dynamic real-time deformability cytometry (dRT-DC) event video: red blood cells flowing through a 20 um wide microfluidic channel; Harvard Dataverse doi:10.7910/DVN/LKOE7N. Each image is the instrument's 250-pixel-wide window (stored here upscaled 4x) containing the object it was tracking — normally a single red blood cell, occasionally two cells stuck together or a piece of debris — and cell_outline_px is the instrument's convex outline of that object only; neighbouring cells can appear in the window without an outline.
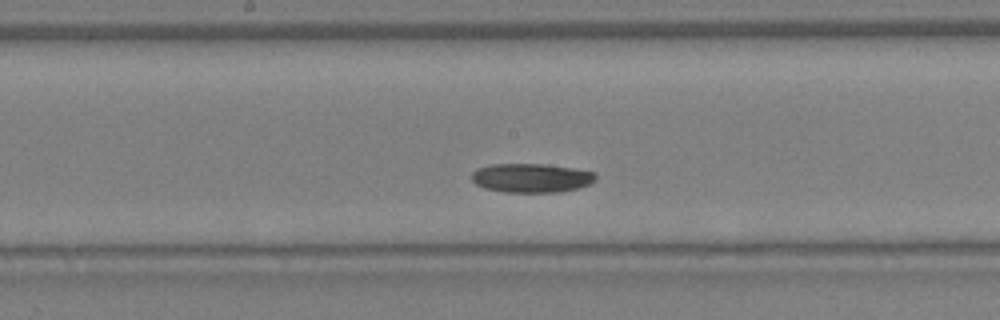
{"species": "Egyptian fruit bat (a non-hibernating species)", "species_latin": "Rousettus aegyptiacus", "temperature_condition": "warm", "stored_images_in_passage": 14, "segment_of_instrument_passage": [1, 2], "camera_frame_rate_fps": 3000, "um_per_image_px": 0.085, "animal": {"sex": "female"}, "frame": {"image": 1, "passage_image": 8, "time_ms": 2.333, "image_size_px": [1000, 320], "cell_outline_px": [[596, 180], [592, 184], [560, 192], [504, 192], [484, 188], [476, 184], [472, 180], [472, 172], [476, 168], [488, 164], [544, 164], [576, 168], [596, 172]], "centroid_in_image_um": [45.18, 15.12], "position_along_channel_um": 203.0, "area_um2": 21.27}}
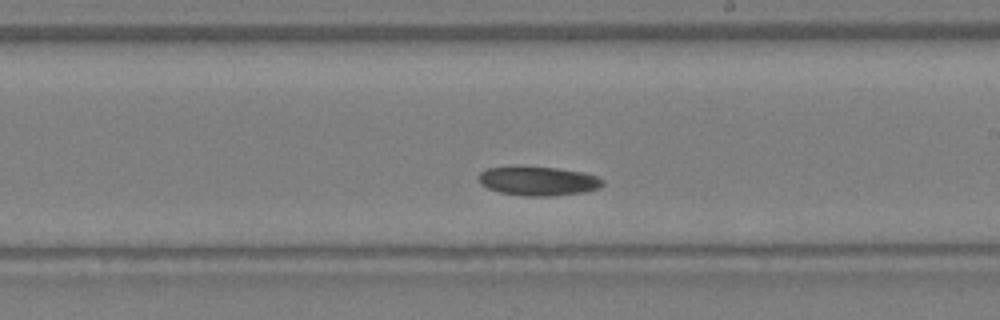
{"frame": {"image": 2, "passage_image": 10, "time_ms": 3.0, "image_size_px": [1000, 320], "cell_outline_px": [[604, 184], [600, 188], [584, 192], [552, 196], [524, 196], [500, 192], [488, 188], [480, 184], [480, 172], [488, 168], [556, 168], [584, 172], [596, 176], [604, 180]], "centroid_in_image_um": [45.81, 15.41], "position_along_channel_um": 243.2, "area_um2": 20.58}}
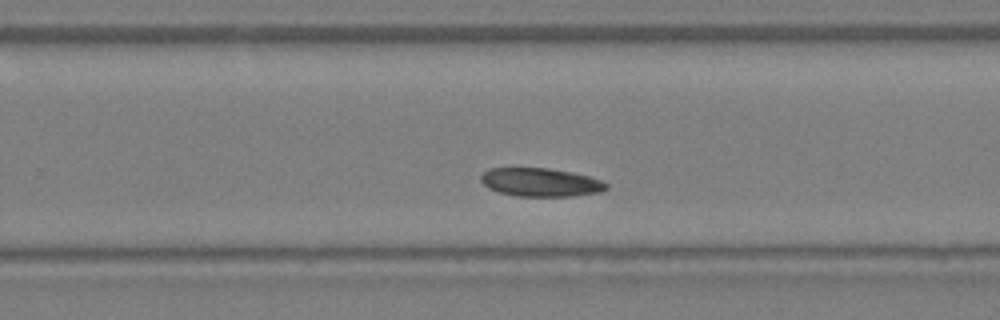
{"frame": {"image": 3, "passage_image": 12, "time_ms": 3.667, "image_size_px": [1000, 320], "cell_outline_px": [[608, 188], [604, 192], [572, 196], [516, 196], [500, 192], [488, 188], [480, 180], [480, 176], [488, 168], [548, 168], [572, 172], [588, 176], [600, 180], [608, 184]], "centroid_in_image_um": [45.97, 15.5], "position_along_channel_um": 283.8, "area_um2": 20.87}}